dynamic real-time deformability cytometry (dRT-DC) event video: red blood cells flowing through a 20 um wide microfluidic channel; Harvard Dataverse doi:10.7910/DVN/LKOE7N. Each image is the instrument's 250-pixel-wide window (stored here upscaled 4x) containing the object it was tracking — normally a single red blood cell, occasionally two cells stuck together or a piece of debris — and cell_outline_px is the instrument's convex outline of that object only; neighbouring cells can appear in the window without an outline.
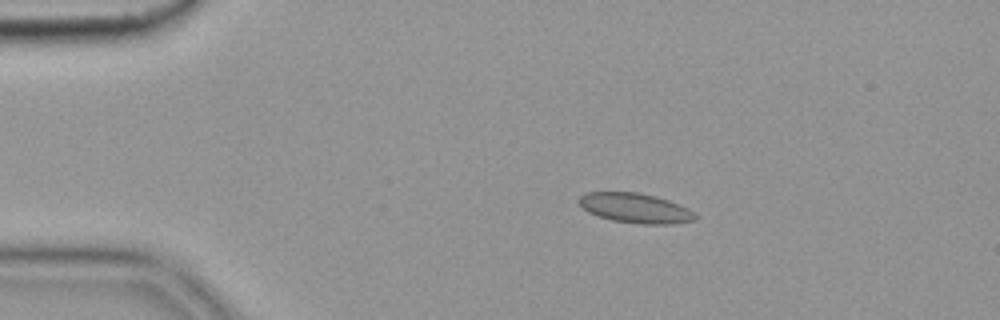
{"species": "common noctule bat (a hibernating species)", "species_latin": "Nyctalus noctula", "temperature_condition": "cold", "stored_images_in_passage": 5, "camera_frame_rate_fps": 3000, "um_per_image_px": 0.085, "animal": {"sex": "female", "body_mass_g": 19.9}, "frame": {"image": 1, "passage_image": 2, "time_ms": 0.333, "image_size_px": [1000, 320], "cell_outline_px": [[696, 220], [672, 224], [640, 224], [612, 220], [588, 212], [576, 200], [584, 192], [640, 192], [656, 196], [680, 204], [688, 208], [696, 216]], "centroid_in_image_um": [54.0, 17.68], "position_along_channel_um": 31.0, "area_um2": 20.23}}
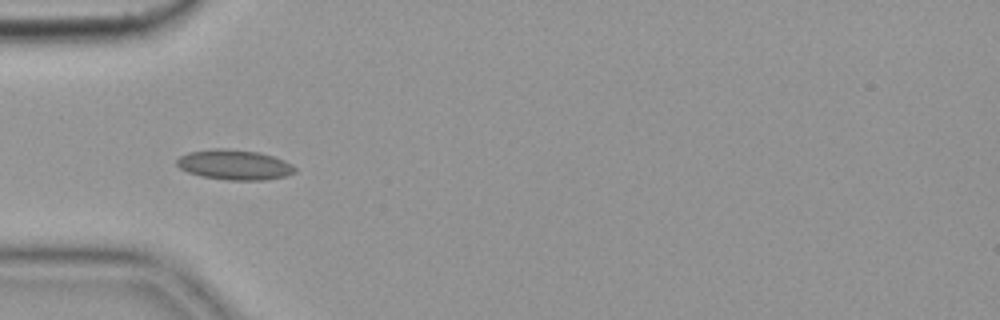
{"frame": {"image": 2, "passage_image": 4, "time_ms": 1.0, "image_size_px": [1000, 320], "cell_outline_px": [[296, 172], [284, 176], [264, 180], [228, 180], [200, 176], [188, 172], [180, 168], [176, 164], [176, 160], [180, 156], [188, 152], [212, 148], [224, 148], [260, 152], [284, 160], [292, 164], [296, 168]], "centroid_in_image_um": [19.91, 14.0], "position_along_channel_um": 65.1, "area_um2": 20.81}}